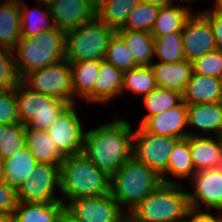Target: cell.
I'll list each match as a JSON object with an SVG mask.
<instances>
[{
  "instance_id": "obj_10",
  "label": "cell",
  "mask_w": 222,
  "mask_h": 222,
  "mask_svg": "<svg viewBox=\"0 0 222 222\" xmlns=\"http://www.w3.org/2000/svg\"><path fill=\"white\" fill-rule=\"evenodd\" d=\"M60 191V165L37 163L33 172L17 189L18 202H58L55 190Z\"/></svg>"
},
{
  "instance_id": "obj_33",
  "label": "cell",
  "mask_w": 222,
  "mask_h": 222,
  "mask_svg": "<svg viewBox=\"0 0 222 222\" xmlns=\"http://www.w3.org/2000/svg\"><path fill=\"white\" fill-rule=\"evenodd\" d=\"M143 103L149 111L142 119V125L150 116L158 115L161 112L175 107L182 101V94L175 90L156 87L148 95L143 96Z\"/></svg>"
},
{
  "instance_id": "obj_39",
  "label": "cell",
  "mask_w": 222,
  "mask_h": 222,
  "mask_svg": "<svg viewBox=\"0 0 222 222\" xmlns=\"http://www.w3.org/2000/svg\"><path fill=\"white\" fill-rule=\"evenodd\" d=\"M193 73L222 77V51L215 50L191 61Z\"/></svg>"
},
{
  "instance_id": "obj_15",
  "label": "cell",
  "mask_w": 222,
  "mask_h": 222,
  "mask_svg": "<svg viewBox=\"0 0 222 222\" xmlns=\"http://www.w3.org/2000/svg\"><path fill=\"white\" fill-rule=\"evenodd\" d=\"M49 9L53 25L66 33L96 16V0H60Z\"/></svg>"
},
{
  "instance_id": "obj_31",
  "label": "cell",
  "mask_w": 222,
  "mask_h": 222,
  "mask_svg": "<svg viewBox=\"0 0 222 222\" xmlns=\"http://www.w3.org/2000/svg\"><path fill=\"white\" fill-rule=\"evenodd\" d=\"M20 4V18H21V37H35L36 35L49 30L54 27L50 24L52 19L50 9L46 6L42 11L39 9L28 10L27 5L22 0ZM50 19V21H49Z\"/></svg>"
},
{
  "instance_id": "obj_47",
  "label": "cell",
  "mask_w": 222,
  "mask_h": 222,
  "mask_svg": "<svg viewBox=\"0 0 222 222\" xmlns=\"http://www.w3.org/2000/svg\"><path fill=\"white\" fill-rule=\"evenodd\" d=\"M60 0H37V4H43V6H46L48 8H50L51 6H53L54 4H56L57 2H59Z\"/></svg>"
},
{
  "instance_id": "obj_18",
  "label": "cell",
  "mask_w": 222,
  "mask_h": 222,
  "mask_svg": "<svg viewBox=\"0 0 222 222\" xmlns=\"http://www.w3.org/2000/svg\"><path fill=\"white\" fill-rule=\"evenodd\" d=\"M123 71L117 69L111 63L100 60L98 77L94 90L86 98L90 102L109 103L110 100L122 94Z\"/></svg>"
},
{
  "instance_id": "obj_16",
  "label": "cell",
  "mask_w": 222,
  "mask_h": 222,
  "mask_svg": "<svg viewBox=\"0 0 222 222\" xmlns=\"http://www.w3.org/2000/svg\"><path fill=\"white\" fill-rule=\"evenodd\" d=\"M187 125V104L182 100L175 107L150 116L141 126L154 135L183 139L189 135H196L192 132H184V127Z\"/></svg>"
},
{
  "instance_id": "obj_35",
  "label": "cell",
  "mask_w": 222,
  "mask_h": 222,
  "mask_svg": "<svg viewBox=\"0 0 222 222\" xmlns=\"http://www.w3.org/2000/svg\"><path fill=\"white\" fill-rule=\"evenodd\" d=\"M160 7L140 1L128 16L126 24L120 29L151 33Z\"/></svg>"
},
{
  "instance_id": "obj_2",
  "label": "cell",
  "mask_w": 222,
  "mask_h": 222,
  "mask_svg": "<svg viewBox=\"0 0 222 222\" xmlns=\"http://www.w3.org/2000/svg\"><path fill=\"white\" fill-rule=\"evenodd\" d=\"M110 177L98 169L84 154L65 156L60 164L61 202L110 193Z\"/></svg>"
},
{
  "instance_id": "obj_45",
  "label": "cell",
  "mask_w": 222,
  "mask_h": 222,
  "mask_svg": "<svg viewBox=\"0 0 222 222\" xmlns=\"http://www.w3.org/2000/svg\"><path fill=\"white\" fill-rule=\"evenodd\" d=\"M140 1L148 3V4L156 5L158 7H165V6H169L173 4L172 0H140Z\"/></svg>"
},
{
  "instance_id": "obj_32",
  "label": "cell",
  "mask_w": 222,
  "mask_h": 222,
  "mask_svg": "<svg viewBox=\"0 0 222 222\" xmlns=\"http://www.w3.org/2000/svg\"><path fill=\"white\" fill-rule=\"evenodd\" d=\"M157 87L153 71L150 66H136L123 72V87L134 94L148 95Z\"/></svg>"
},
{
  "instance_id": "obj_7",
  "label": "cell",
  "mask_w": 222,
  "mask_h": 222,
  "mask_svg": "<svg viewBox=\"0 0 222 222\" xmlns=\"http://www.w3.org/2000/svg\"><path fill=\"white\" fill-rule=\"evenodd\" d=\"M15 96L21 124L35 129L47 130L70 104L33 91L22 81L15 87Z\"/></svg>"
},
{
  "instance_id": "obj_34",
  "label": "cell",
  "mask_w": 222,
  "mask_h": 222,
  "mask_svg": "<svg viewBox=\"0 0 222 222\" xmlns=\"http://www.w3.org/2000/svg\"><path fill=\"white\" fill-rule=\"evenodd\" d=\"M153 37L155 47L154 55L160 57V62L177 63L185 60L182 31Z\"/></svg>"
},
{
  "instance_id": "obj_42",
  "label": "cell",
  "mask_w": 222,
  "mask_h": 222,
  "mask_svg": "<svg viewBox=\"0 0 222 222\" xmlns=\"http://www.w3.org/2000/svg\"><path fill=\"white\" fill-rule=\"evenodd\" d=\"M200 13L209 21L217 50L222 51V15L214 7Z\"/></svg>"
},
{
  "instance_id": "obj_43",
  "label": "cell",
  "mask_w": 222,
  "mask_h": 222,
  "mask_svg": "<svg viewBox=\"0 0 222 222\" xmlns=\"http://www.w3.org/2000/svg\"><path fill=\"white\" fill-rule=\"evenodd\" d=\"M185 222H222V216L214 217V215L210 214L209 212H204L203 209L196 210L189 208L186 214Z\"/></svg>"
},
{
  "instance_id": "obj_51",
  "label": "cell",
  "mask_w": 222,
  "mask_h": 222,
  "mask_svg": "<svg viewBox=\"0 0 222 222\" xmlns=\"http://www.w3.org/2000/svg\"><path fill=\"white\" fill-rule=\"evenodd\" d=\"M181 1H185V0H181ZM187 1H189L188 3H191V1H194V0H187ZM172 2H174V1L172 0Z\"/></svg>"
},
{
  "instance_id": "obj_21",
  "label": "cell",
  "mask_w": 222,
  "mask_h": 222,
  "mask_svg": "<svg viewBox=\"0 0 222 222\" xmlns=\"http://www.w3.org/2000/svg\"><path fill=\"white\" fill-rule=\"evenodd\" d=\"M21 38L19 0L0 2V48L14 51Z\"/></svg>"
},
{
  "instance_id": "obj_17",
  "label": "cell",
  "mask_w": 222,
  "mask_h": 222,
  "mask_svg": "<svg viewBox=\"0 0 222 222\" xmlns=\"http://www.w3.org/2000/svg\"><path fill=\"white\" fill-rule=\"evenodd\" d=\"M216 138L189 135L190 154L196 172L222 167V137Z\"/></svg>"
},
{
  "instance_id": "obj_25",
  "label": "cell",
  "mask_w": 222,
  "mask_h": 222,
  "mask_svg": "<svg viewBox=\"0 0 222 222\" xmlns=\"http://www.w3.org/2000/svg\"><path fill=\"white\" fill-rule=\"evenodd\" d=\"M65 205L61 202H18L13 212L14 222H57Z\"/></svg>"
},
{
  "instance_id": "obj_49",
  "label": "cell",
  "mask_w": 222,
  "mask_h": 222,
  "mask_svg": "<svg viewBox=\"0 0 222 222\" xmlns=\"http://www.w3.org/2000/svg\"><path fill=\"white\" fill-rule=\"evenodd\" d=\"M213 7L222 15V0H216Z\"/></svg>"
},
{
  "instance_id": "obj_6",
  "label": "cell",
  "mask_w": 222,
  "mask_h": 222,
  "mask_svg": "<svg viewBox=\"0 0 222 222\" xmlns=\"http://www.w3.org/2000/svg\"><path fill=\"white\" fill-rule=\"evenodd\" d=\"M116 32L95 16L65 33V59L68 62L104 60L110 40Z\"/></svg>"
},
{
  "instance_id": "obj_46",
  "label": "cell",
  "mask_w": 222,
  "mask_h": 222,
  "mask_svg": "<svg viewBox=\"0 0 222 222\" xmlns=\"http://www.w3.org/2000/svg\"><path fill=\"white\" fill-rule=\"evenodd\" d=\"M0 222H14V215L10 213H0Z\"/></svg>"
},
{
  "instance_id": "obj_8",
  "label": "cell",
  "mask_w": 222,
  "mask_h": 222,
  "mask_svg": "<svg viewBox=\"0 0 222 222\" xmlns=\"http://www.w3.org/2000/svg\"><path fill=\"white\" fill-rule=\"evenodd\" d=\"M21 81L31 90L74 104L72 71L66 59L25 75Z\"/></svg>"
},
{
  "instance_id": "obj_26",
  "label": "cell",
  "mask_w": 222,
  "mask_h": 222,
  "mask_svg": "<svg viewBox=\"0 0 222 222\" xmlns=\"http://www.w3.org/2000/svg\"><path fill=\"white\" fill-rule=\"evenodd\" d=\"M3 164L5 171L4 182L17 189L30 177L37 162L25 145L17 153L3 160Z\"/></svg>"
},
{
  "instance_id": "obj_12",
  "label": "cell",
  "mask_w": 222,
  "mask_h": 222,
  "mask_svg": "<svg viewBox=\"0 0 222 222\" xmlns=\"http://www.w3.org/2000/svg\"><path fill=\"white\" fill-rule=\"evenodd\" d=\"M65 207L82 222H127V213L111 194L82 197L65 203Z\"/></svg>"
},
{
  "instance_id": "obj_19",
  "label": "cell",
  "mask_w": 222,
  "mask_h": 222,
  "mask_svg": "<svg viewBox=\"0 0 222 222\" xmlns=\"http://www.w3.org/2000/svg\"><path fill=\"white\" fill-rule=\"evenodd\" d=\"M150 67L157 87L175 90L180 94L184 93L193 74L192 63L186 59L177 63L153 62Z\"/></svg>"
},
{
  "instance_id": "obj_40",
  "label": "cell",
  "mask_w": 222,
  "mask_h": 222,
  "mask_svg": "<svg viewBox=\"0 0 222 222\" xmlns=\"http://www.w3.org/2000/svg\"><path fill=\"white\" fill-rule=\"evenodd\" d=\"M0 123L21 124L18 116L15 88L0 91Z\"/></svg>"
},
{
  "instance_id": "obj_5",
  "label": "cell",
  "mask_w": 222,
  "mask_h": 222,
  "mask_svg": "<svg viewBox=\"0 0 222 222\" xmlns=\"http://www.w3.org/2000/svg\"><path fill=\"white\" fill-rule=\"evenodd\" d=\"M65 42V32L55 26L35 37H21L14 49L19 78L65 59Z\"/></svg>"
},
{
  "instance_id": "obj_11",
  "label": "cell",
  "mask_w": 222,
  "mask_h": 222,
  "mask_svg": "<svg viewBox=\"0 0 222 222\" xmlns=\"http://www.w3.org/2000/svg\"><path fill=\"white\" fill-rule=\"evenodd\" d=\"M75 103L69 104L47 129L56 148L64 155L82 153L84 130L75 111Z\"/></svg>"
},
{
  "instance_id": "obj_30",
  "label": "cell",
  "mask_w": 222,
  "mask_h": 222,
  "mask_svg": "<svg viewBox=\"0 0 222 222\" xmlns=\"http://www.w3.org/2000/svg\"><path fill=\"white\" fill-rule=\"evenodd\" d=\"M191 15L190 7L173 4L160 7L158 16L151 30L152 36H162L172 32H180L186 19Z\"/></svg>"
},
{
  "instance_id": "obj_1",
  "label": "cell",
  "mask_w": 222,
  "mask_h": 222,
  "mask_svg": "<svg viewBox=\"0 0 222 222\" xmlns=\"http://www.w3.org/2000/svg\"><path fill=\"white\" fill-rule=\"evenodd\" d=\"M131 127L122 118L84 132L82 154L111 177L133 157Z\"/></svg>"
},
{
  "instance_id": "obj_50",
  "label": "cell",
  "mask_w": 222,
  "mask_h": 222,
  "mask_svg": "<svg viewBox=\"0 0 222 222\" xmlns=\"http://www.w3.org/2000/svg\"><path fill=\"white\" fill-rule=\"evenodd\" d=\"M6 126V124L0 123V137L2 136V132H4Z\"/></svg>"
},
{
  "instance_id": "obj_23",
  "label": "cell",
  "mask_w": 222,
  "mask_h": 222,
  "mask_svg": "<svg viewBox=\"0 0 222 222\" xmlns=\"http://www.w3.org/2000/svg\"><path fill=\"white\" fill-rule=\"evenodd\" d=\"M188 125L203 129L207 136L215 131L222 136V102L187 104Z\"/></svg>"
},
{
  "instance_id": "obj_41",
  "label": "cell",
  "mask_w": 222,
  "mask_h": 222,
  "mask_svg": "<svg viewBox=\"0 0 222 222\" xmlns=\"http://www.w3.org/2000/svg\"><path fill=\"white\" fill-rule=\"evenodd\" d=\"M18 205L16 188L5 182L0 183V213L13 214Z\"/></svg>"
},
{
  "instance_id": "obj_22",
  "label": "cell",
  "mask_w": 222,
  "mask_h": 222,
  "mask_svg": "<svg viewBox=\"0 0 222 222\" xmlns=\"http://www.w3.org/2000/svg\"><path fill=\"white\" fill-rule=\"evenodd\" d=\"M25 142L37 163L60 165L65 157L56 148L47 130L25 126Z\"/></svg>"
},
{
  "instance_id": "obj_20",
  "label": "cell",
  "mask_w": 222,
  "mask_h": 222,
  "mask_svg": "<svg viewBox=\"0 0 222 222\" xmlns=\"http://www.w3.org/2000/svg\"><path fill=\"white\" fill-rule=\"evenodd\" d=\"M182 100L186 104L222 102L221 78L193 73L182 94Z\"/></svg>"
},
{
  "instance_id": "obj_38",
  "label": "cell",
  "mask_w": 222,
  "mask_h": 222,
  "mask_svg": "<svg viewBox=\"0 0 222 222\" xmlns=\"http://www.w3.org/2000/svg\"><path fill=\"white\" fill-rule=\"evenodd\" d=\"M14 51L0 48V91L15 88L21 81L15 68Z\"/></svg>"
},
{
  "instance_id": "obj_29",
  "label": "cell",
  "mask_w": 222,
  "mask_h": 222,
  "mask_svg": "<svg viewBox=\"0 0 222 222\" xmlns=\"http://www.w3.org/2000/svg\"><path fill=\"white\" fill-rule=\"evenodd\" d=\"M169 174L182 179L196 174L190 154L189 136L179 139L174 145L169 157L166 179H162L163 183H179L167 178Z\"/></svg>"
},
{
  "instance_id": "obj_3",
  "label": "cell",
  "mask_w": 222,
  "mask_h": 222,
  "mask_svg": "<svg viewBox=\"0 0 222 222\" xmlns=\"http://www.w3.org/2000/svg\"><path fill=\"white\" fill-rule=\"evenodd\" d=\"M110 194L127 214L162 183V177L134 157L110 177ZM126 209H124L125 207Z\"/></svg>"
},
{
  "instance_id": "obj_24",
  "label": "cell",
  "mask_w": 222,
  "mask_h": 222,
  "mask_svg": "<svg viewBox=\"0 0 222 222\" xmlns=\"http://www.w3.org/2000/svg\"><path fill=\"white\" fill-rule=\"evenodd\" d=\"M117 33L126 42L134 62L138 66H150L153 63L155 47L154 37L151 33L128 29H118Z\"/></svg>"
},
{
  "instance_id": "obj_44",
  "label": "cell",
  "mask_w": 222,
  "mask_h": 222,
  "mask_svg": "<svg viewBox=\"0 0 222 222\" xmlns=\"http://www.w3.org/2000/svg\"><path fill=\"white\" fill-rule=\"evenodd\" d=\"M57 222H82L74 216L66 207H64L58 217Z\"/></svg>"
},
{
  "instance_id": "obj_37",
  "label": "cell",
  "mask_w": 222,
  "mask_h": 222,
  "mask_svg": "<svg viewBox=\"0 0 222 222\" xmlns=\"http://www.w3.org/2000/svg\"><path fill=\"white\" fill-rule=\"evenodd\" d=\"M25 145V125H7L0 137V158L5 160L11 157Z\"/></svg>"
},
{
  "instance_id": "obj_13",
  "label": "cell",
  "mask_w": 222,
  "mask_h": 222,
  "mask_svg": "<svg viewBox=\"0 0 222 222\" xmlns=\"http://www.w3.org/2000/svg\"><path fill=\"white\" fill-rule=\"evenodd\" d=\"M184 58L193 61L206 53L217 50L209 21L198 12L186 19L182 29Z\"/></svg>"
},
{
  "instance_id": "obj_14",
  "label": "cell",
  "mask_w": 222,
  "mask_h": 222,
  "mask_svg": "<svg viewBox=\"0 0 222 222\" xmlns=\"http://www.w3.org/2000/svg\"><path fill=\"white\" fill-rule=\"evenodd\" d=\"M193 193L188 192L189 207L201 210V205L222 211V167L197 171L193 176Z\"/></svg>"
},
{
  "instance_id": "obj_27",
  "label": "cell",
  "mask_w": 222,
  "mask_h": 222,
  "mask_svg": "<svg viewBox=\"0 0 222 222\" xmlns=\"http://www.w3.org/2000/svg\"><path fill=\"white\" fill-rule=\"evenodd\" d=\"M138 3L140 0H96V16L117 31Z\"/></svg>"
},
{
  "instance_id": "obj_48",
  "label": "cell",
  "mask_w": 222,
  "mask_h": 222,
  "mask_svg": "<svg viewBox=\"0 0 222 222\" xmlns=\"http://www.w3.org/2000/svg\"><path fill=\"white\" fill-rule=\"evenodd\" d=\"M4 179H5L4 164L3 160L0 158V183L4 182Z\"/></svg>"
},
{
  "instance_id": "obj_4",
  "label": "cell",
  "mask_w": 222,
  "mask_h": 222,
  "mask_svg": "<svg viewBox=\"0 0 222 222\" xmlns=\"http://www.w3.org/2000/svg\"><path fill=\"white\" fill-rule=\"evenodd\" d=\"M189 208L183 185L162 183L127 214V222H185Z\"/></svg>"
},
{
  "instance_id": "obj_28",
  "label": "cell",
  "mask_w": 222,
  "mask_h": 222,
  "mask_svg": "<svg viewBox=\"0 0 222 222\" xmlns=\"http://www.w3.org/2000/svg\"><path fill=\"white\" fill-rule=\"evenodd\" d=\"M72 71V86L74 97L86 99L94 90L98 77L100 60H82L69 62Z\"/></svg>"
},
{
  "instance_id": "obj_36",
  "label": "cell",
  "mask_w": 222,
  "mask_h": 222,
  "mask_svg": "<svg viewBox=\"0 0 222 222\" xmlns=\"http://www.w3.org/2000/svg\"><path fill=\"white\" fill-rule=\"evenodd\" d=\"M104 60L123 72L138 66L134 62L126 42L117 32L110 40Z\"/></svg>"
},
{
  "instance_id": "obj_9",
  "label": "cell",
  "mask_w": 222,
  "mask_h": 222,
  "mask_svg": "<svg viewBox=\"0 0 222 222\" xmlns=\"http://www.w3.org/2000/svg\"><path fill=\"white\" fill-rule=\"evenodd\" d=\"M176 137L154 135L141 125L133 132V157L166 179L169 157Z\"/></svg>"
}]
</instances>
